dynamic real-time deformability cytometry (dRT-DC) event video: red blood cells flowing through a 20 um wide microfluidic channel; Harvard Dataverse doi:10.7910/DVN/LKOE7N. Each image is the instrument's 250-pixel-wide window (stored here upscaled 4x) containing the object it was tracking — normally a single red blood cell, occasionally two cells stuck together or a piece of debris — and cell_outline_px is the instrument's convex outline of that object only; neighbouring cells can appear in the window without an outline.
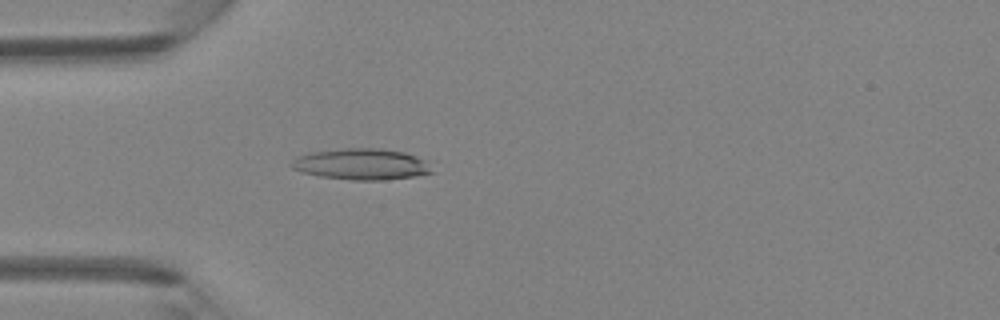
{"species": "Egyptian fruit bat (a non-hibernating species)", "species_latin": "Rousettus aegyptiacus", "temperature_condition": "room temperature", "stored_images_in_passage": 45, "camera_frame_rate_fps": 3000, "um_per_image_px": 0.085, "animal": {"sex": "female"}, "frame": {"image": 1, "passage_image": 13, "time_ms": 4.0, "image_size_px": [1000, 320], "cell_outline_px": [[436, 160], [432, 172], [412, 176], [384, 180], [352, 180], [320, 176], [304, 172], [292, 168], [292, 160], [308, 152], [344, 148], [380, 148], [404, 152]], "centroid_in_image_um": [30.87, 13.94], "position_along_channel_um": 54.1, "area_um2": 25.95}}
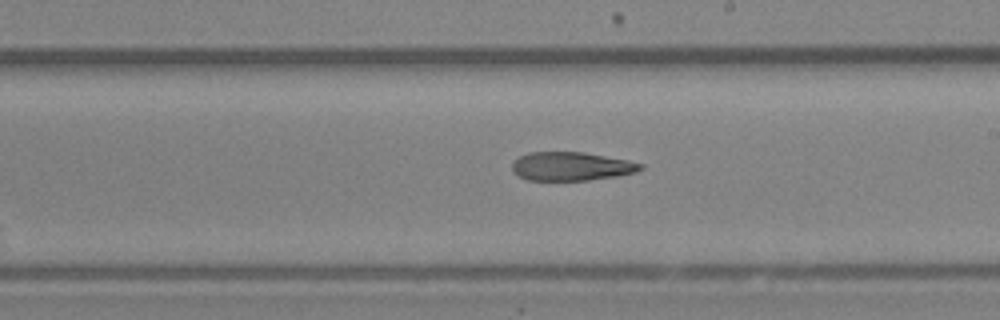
{"frame": {"image": 2, "passage_image": 26, "time_ms": 8.333, "image_size_px": [1000, 320], "cell_outline_px": [[644, 168], [636, 172], [616, 176], [588, 180], [528, 180], [512, 172], [512, 164], [520, 156], [528, 152], [584, 152], [628, 160], [644, 164]], "centroid_in_image_um": [48.58, 14.13], "position_along_channel_um": 240.4, "area_um2": 21.39}}
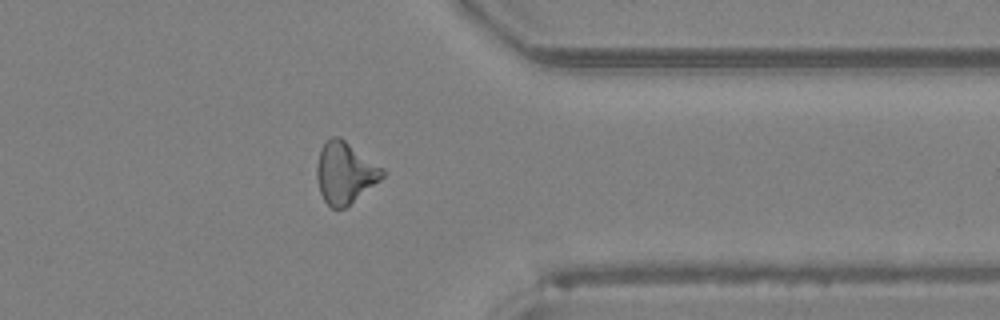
{"frame": {"image": 3, "passage_image": 36, "time_ms": 11.667, "image_size_px": [1000, 320], "cell_outline_px": [[388, 172], [380, 180], [344, 208], [332, 208], [324, 200], [320, 192], [316, 180], [316, 168], [320, 148], [332, 136], [340, 136], [384, 168]], "centroid_in_image_um": [29.32, 14.66], "position_along_channel_um": 382.1, "area_um2": 23.52}}